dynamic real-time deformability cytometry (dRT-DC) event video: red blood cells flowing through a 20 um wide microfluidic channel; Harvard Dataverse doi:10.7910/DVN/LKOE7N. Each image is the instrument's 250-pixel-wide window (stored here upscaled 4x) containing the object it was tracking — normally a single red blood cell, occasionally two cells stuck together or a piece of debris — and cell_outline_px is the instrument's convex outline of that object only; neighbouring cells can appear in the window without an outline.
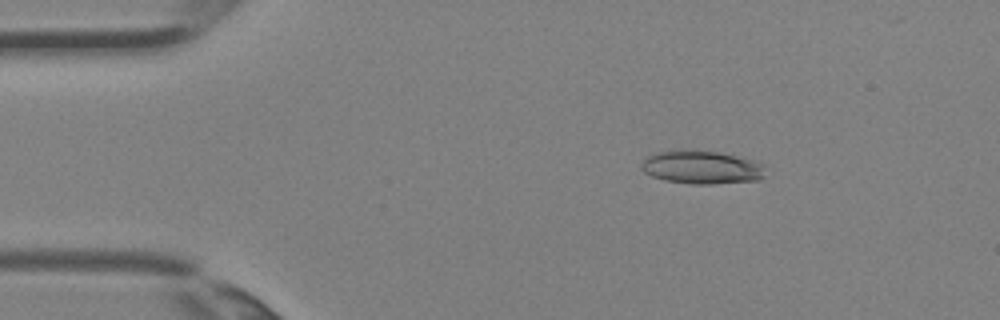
{"species": "Egyptian fruit bat (a non-hibernating species)", "species_latin": "Rousettus aegyptiacus", "temperature_condition": "room temperature", "stored_images_in_passage": 2, "camera_frame_rate_fps": 3000, "um_per_image_px": 0.085, "animal": {"sex": "female"}, "frame": {"image": 1, "passage_image": 1, "time_ms": 0.0, "image_size_px": [1000, 320], "cell_outline_px": [[764, 176], [760, 180], [712, 184], [692, 184], [664, 180], [652, 176], [644, 172], [640, 168], [640, 164], [648, 156], [656, 152], [720, 152], [756, 160], [764, 164]], "centroid_in_image_um": [59.69, 14.25], "position_along_channel_um": 25.3, "area_um2": 23.7}}